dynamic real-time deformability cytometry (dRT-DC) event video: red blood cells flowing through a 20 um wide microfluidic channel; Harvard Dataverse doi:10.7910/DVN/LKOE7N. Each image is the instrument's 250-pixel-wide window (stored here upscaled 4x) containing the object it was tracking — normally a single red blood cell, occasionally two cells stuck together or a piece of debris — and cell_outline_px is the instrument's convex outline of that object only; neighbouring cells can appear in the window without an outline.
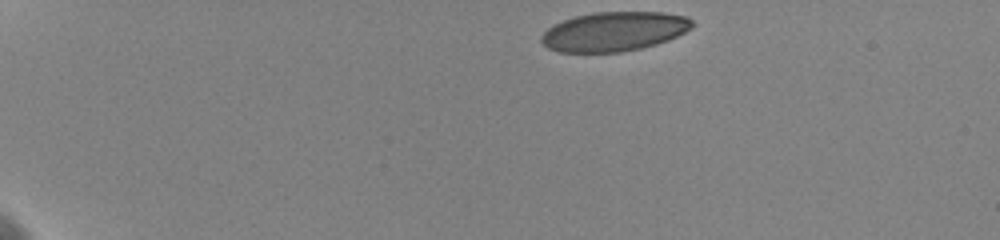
{"species": "human", "species_latin": "Homo sapiens", "temperature_condition": "cold", "stored_images_in_passage": 37, "camera_frame_rate_fps": 3000, "um_per_image_px": 0.085, "donor": {"sex": "female"}, "frame": {"image": 1, "passage_image": 1, "time_ms": 0.0, "image_size_px": [1000, 240], "cell_outline_px": [[692, 28], [668, 40], [656, 44], [640, 48], [620, 52], [560, 52], [548, 48], [540, 40], [540, 36], [552, 24], [576, 16], [596, 12], [664, 12], [684, 16], [692, 20]], "centroid_in_image_um": [52.17, 2.67], "position_along_channel_um": 32.8, "area_um2": 34.45}}
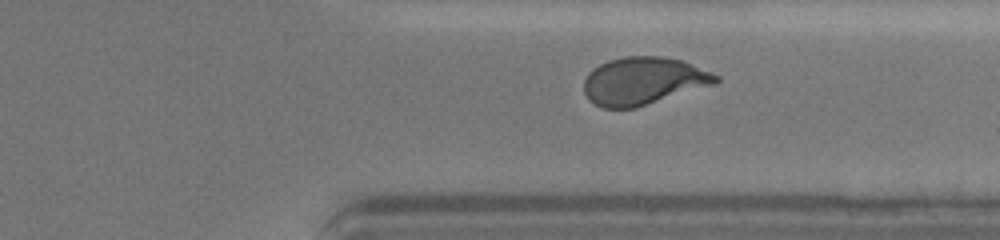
{"frame": {"image": 2, "passage_image": 33, "time_ms": 11.667, "image_size_px": [1000, 240], "cell_outline_px": [[720, 80], [716, 84], [636, 108], [604, 108], [588, 100], [584, 92], [584, 80], [588, 72], [600, 64], [608, 60], [624, 56], [664, 56], [680, 60], [712, 72], [720, 76]], "centroid_in_image_um": [54.69, 6.88], "position_along_channel_um": 356.7, "area_um2": 36.82}}
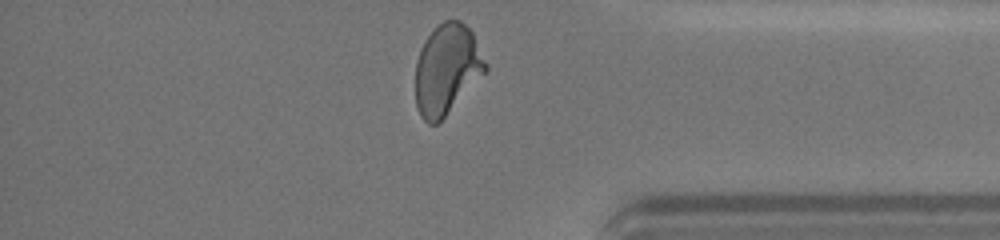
{"frame": {"image": 3, "passage_image": 37, "time_ms": 13.0, "image_size_px": [1000, 240], "cell_outline_px": [[488, 72], [436, 124], [428, 124], [420, 116], [416, 104], [416, 60], [420, 48], [424, 40], [444, 20], [460, 20], [472, 32], [488, 64]], "centroid_in_image_um": [38.0, 5.89], "position_along_channel_um": 397.2, "area_um2": 36.82}, "authors_computed_cell_mechanics": {"area_um2": 36.8186, "velocity_mm_per_s": 3.6088, "shape_relaxation_time_tau1_ms": 4.5689, "shape_relaxation_time_tau2_ms": null, "deformation_change_tau1": 0.1704, "deformation_change_tau2": null}}